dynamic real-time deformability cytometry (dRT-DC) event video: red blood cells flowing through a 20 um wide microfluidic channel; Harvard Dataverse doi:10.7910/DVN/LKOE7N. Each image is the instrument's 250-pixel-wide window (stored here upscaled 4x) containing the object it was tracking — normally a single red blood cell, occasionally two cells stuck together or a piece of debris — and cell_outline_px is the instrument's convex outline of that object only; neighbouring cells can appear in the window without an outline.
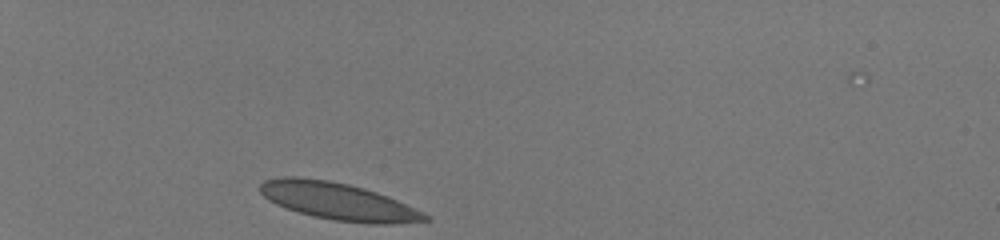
{"species": "human", "species_latin": "Homo sapiens", "temperature_condition": "room temperature", "stored_images_in_passage": 31, "camera_frame_rate_fps": 3000, "um_per_image_px": 0.085, "donor": {"sex": "male"}, "frame": {"image": 1, "passage_image": 1, "time_ms": 0.0, "image_size_px": [1000, 240], "cell_outline_px": [[432, 220], [384, 224], [372, 224], [336, 220], [316, 216], [300, 212], [276, 204], [264, 196], [260, 192], [260, 184], [264, 180], [284, 176], [296, 176], [328, 180], [348, 184], [364, 188], [376, 192], [396, 200], [424, 212]], "centroid_in_image_um": [28.74, 17.1], "position_along_channel_um": 56.3, "area_um2": 35.26}}
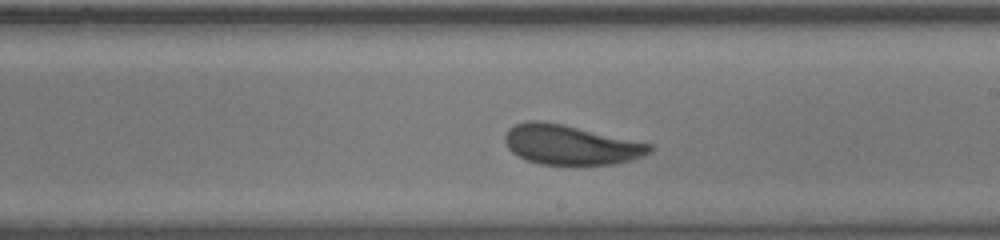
{"frame": {"image": 2, "passage_image": 18, "time_ms": 5.667, "image_size_px": [1000, 240], "cell_outline_px": [[652, 152], [632, 160], [612, 164], [540, 164], [528, 160], [512, 152], [508, 148], [504, 140], [504, 136], [508, 128], [516, 124], [528, 120], [540, 120], [564, 124], [652, 144]], "centroid_in_image_um": [48.49, 12.29], "position_along_channel_um": 240.5, "area_um2": 33.41}}
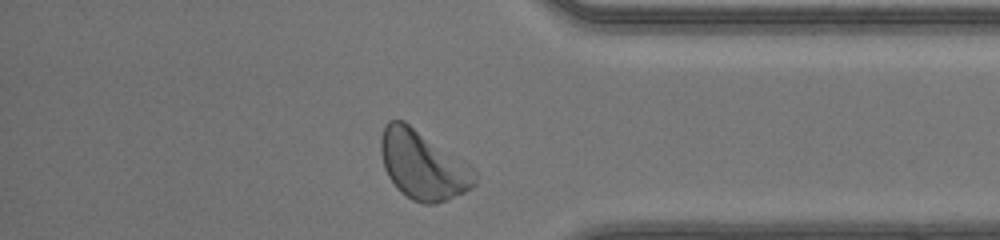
{"frame": {"image": 3, "passage_image": 30, "time_ms": 9.667, "image_size_px": [1000, 240], "cell_outline_px": [[476, 184], [472, 188], [448, 200], [436, 204], [424, 204], [412, 200], [400, 192], [396, 188], [388, 176], [384, 168], [380, 152], [380, 136], [384, 124], [388, 120], [404, 120], [472, 164], [476, 168]], "centroid_in_image_um": [35.97, 14.01], "position_along_channel_um": 399.2, "area_um2": 38.61}, "authors_computed_cell_mechanics": {"area_um2": 34.102, "velocity_mm_per_s": 4.0848, "shape_relaxation_time_tau1_ms": 3.3073, "shape_relaxation_time_tau2_ms": 1.704, "deformation_change_tau1": 0.1099, "deformation_change_tau2": 0.0487}}